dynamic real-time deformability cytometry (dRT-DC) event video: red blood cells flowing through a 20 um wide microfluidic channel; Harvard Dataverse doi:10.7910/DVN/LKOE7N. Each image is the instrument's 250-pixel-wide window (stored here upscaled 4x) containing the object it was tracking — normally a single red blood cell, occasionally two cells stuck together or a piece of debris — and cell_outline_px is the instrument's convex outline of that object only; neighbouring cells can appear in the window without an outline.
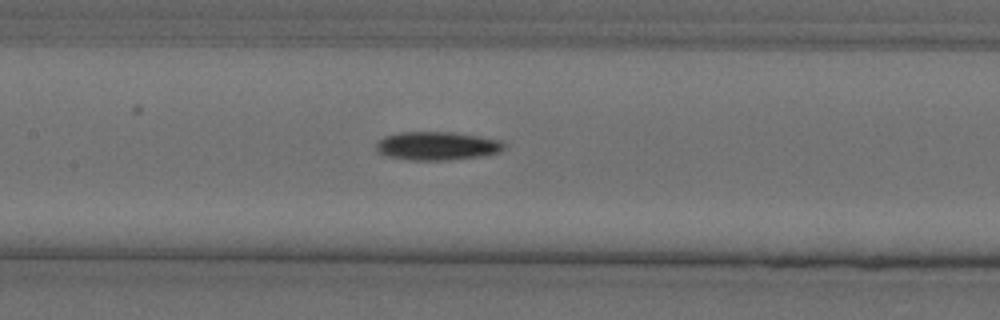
{"species": "Egyptian fruit bat (a non-hibernating species)", "species_latin": "Rousettus aegyptiacus", "temperature_condition": "cold", "stored_images_in_passage": 28, "camera_frame_rate_fps": 3000, "um_per_image_px": 0.085, "animal": {"sex": "female"}, "frame": {"image": 1, "passage_image": 9, "time_ms": 2.667, "image_size_px": [1000, 320], "cell_outline_px": [[504, 148], [500, 152], [484, 156], [448, 160], [408, 160], [388, 156], [376, 152], [376, 144], [384, 136], [400, 132], [452, 132], [480, 136], [500, 140], [504, 144]], "centroid_in_image_um": [37.15, 12.4], "position_along_channel_um": 170.2, "area_um2": 21.33}}
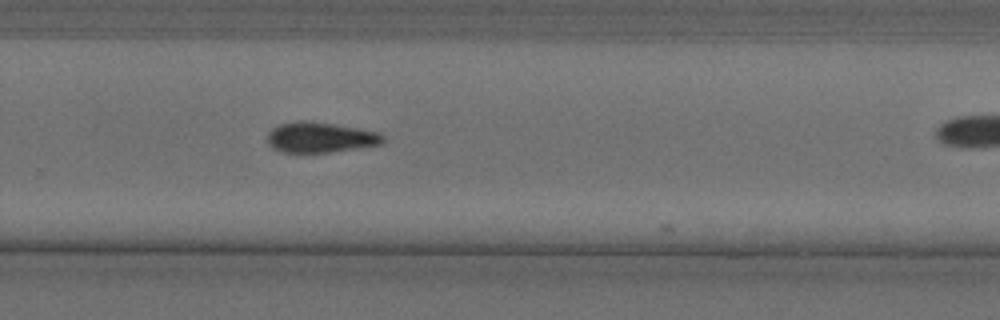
{"frame": {"image": 2, "passage_image": 20, "time_ms": 6.333, "image_size_px": [1000, 320], "cell_outline_px": [[384, 144], [328, 152], [284, 152], [272, 148], [268, 144], [268, 132], [272, 128], [280, 124], [296, 120], [304, 120], [332, 124], [380, 132], [384, 136]], "centroid_in_image_um": [27.22, 11.67], "position_along_channel_um": 302.6, "area_um2": 20.4}}